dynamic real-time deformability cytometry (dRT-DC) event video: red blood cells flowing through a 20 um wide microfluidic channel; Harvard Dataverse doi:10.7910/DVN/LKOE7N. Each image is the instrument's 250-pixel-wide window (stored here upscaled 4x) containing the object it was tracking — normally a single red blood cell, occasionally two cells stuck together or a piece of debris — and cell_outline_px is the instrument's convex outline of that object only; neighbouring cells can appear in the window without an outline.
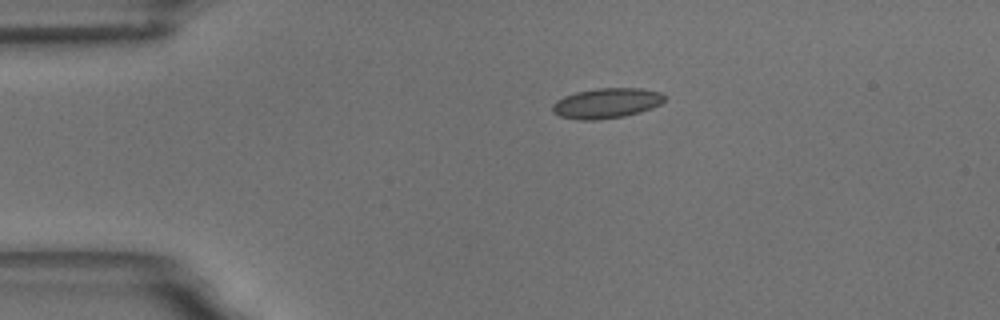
{"species": "common noctule bat (a hibernating species)", "species_latin": "Nyctalus noctula", "temperature_condition": "room temperature", "stored_images_in_passage": 47, "camera_frame_rate_fps": 3000, "um_per_image_px": 0.085, "animal": {"sex": "male", "body_mass_g": 18.8}, "frame": {"image": 1, "passage_image": 1, "time_ms": 0.0, "image_size_px": [1000, 320], "cell_outline_px": [[664, 100], [660, 104], [652, 108], [640, 112], [624, 116], [596, 120], [580, 120], [560, 116], [552, 112], [552, 104], [556, 100], [564, 96], [576, 92], [596, 88], [640, 88], [660, 92], [664, 96]], "centroid_in_image_um": [51.53, 8.77], "position_along_channel_um": 33.5, "area_um2": 19.71}}
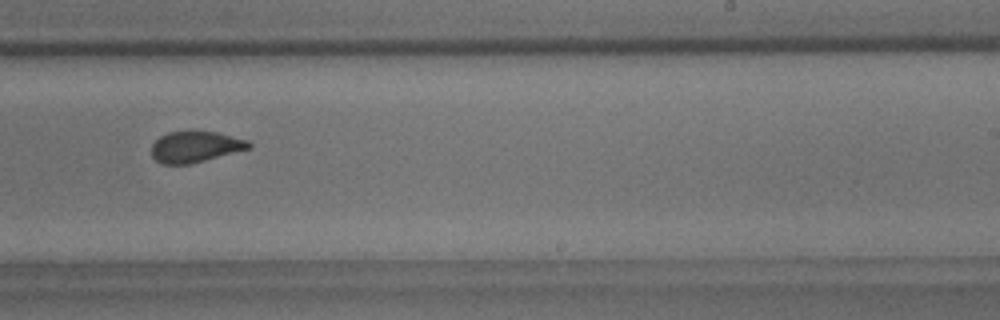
{"frame": {"image": 2, "passage_image": 25, "time_ms": 8.0, "image_size_px": [1000, 320], "cell_outline_px": [[252, 148], [188, 164], [160, 164], [152, 156], [152, 144], [160, 136], [168, 132], [188, 128], [192, 128], [216, 132], [248, 140], [252, 144]], "centroid_in_image_um": [16.59, 12.43], "position_along_channel_um": 272.4, "area_um2": 18.15}}
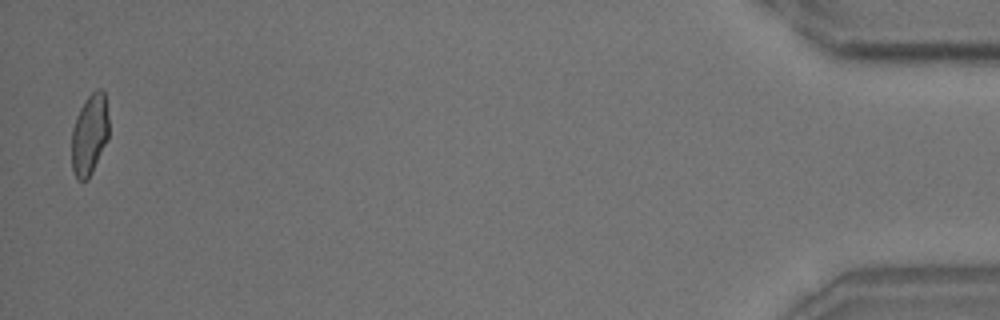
{"frame": {"image": 3, "passage_image": 46, "time_ms": 15.0, "image_size_px": [1000, 320], "cell_outline_px": [[108, 136], [92, 172], [88, 180], [76, 180], [72, 168], [72, 128], [76, 116], [80, 108], [88, 96], [96, 88], [100, 88], [104, 92], [108, 116]], "centroid_in_image_um": [7.59, 11.43], "position_along_channel_um": 427.6, "area_um2": 17.4}, "authors_computed_cell_mechanics": {"area_um2": 18.5538, "velocity_mm_per_s": 3.5017, "shape_relaxation_time_tau1_ms": 4.6333, "shape_relaxation_time_tau2_ms": 1.0413, "deformation_change_tau1": 0.11, "deformation_change_tau2": 0.0674}}